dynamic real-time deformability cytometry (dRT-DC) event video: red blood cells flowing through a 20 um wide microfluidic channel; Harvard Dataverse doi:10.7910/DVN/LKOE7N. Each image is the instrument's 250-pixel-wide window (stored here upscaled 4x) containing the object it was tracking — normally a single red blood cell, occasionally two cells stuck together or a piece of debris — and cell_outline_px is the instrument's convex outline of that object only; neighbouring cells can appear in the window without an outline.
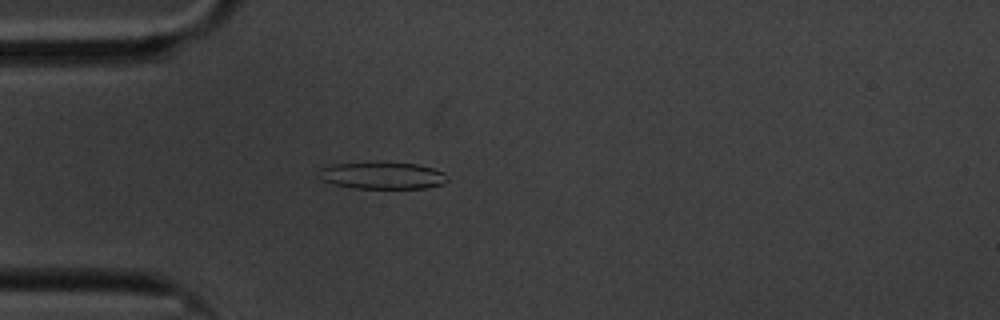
{"species": "common noctule bat (a hibernating species)", "species_latin": "Nyctalus noctula", "temperature_condition": "cold", "stored_images_in_passage": 58, "camera_frame_rate_fps": 3000, "um_per_image_px": 0.085, "animal": {"sex": "male", "body_mass_g": 20.1, "forearm_length_mm": 53.5}, "frame": {"image": 1, "passage_image": 15, "time_ms": 4.667, "image_size_px": [1000, 320], "cell_outline_px": [[448, 180], [444, 184], [424, 188], [356, 188], [332, 184], [320, 180], [320, 168], [332, 164], [416, 164], [432, 168], [444, 172], [448, 176]], "centroid_in_image_um": [32.53, 14.95], "position_along_channel_um": 52.5, "area_um2": 19.65}}
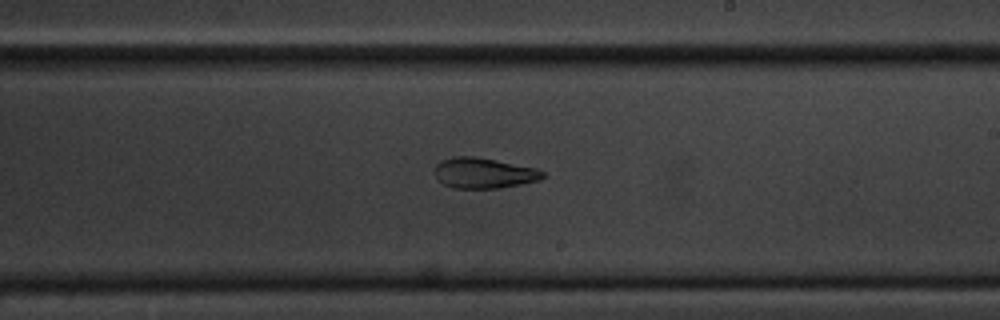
{"frame": {"image": 2, "passage_image": 33, "time_ms": 10.667, "image_size_px": [1000, 320], "cell_outline_px": [[544, 176], [540, 180], [500, 188], [452, 188], [444, 184], [436, 176], [436, 164], [440, 160], [452, 156], [476, 156], [536, 168], [544, 172]], "centroid_in_image_um": [41.12, 14.7], "position_along_channel_um": 247.9, "area_um2": 19.19}}
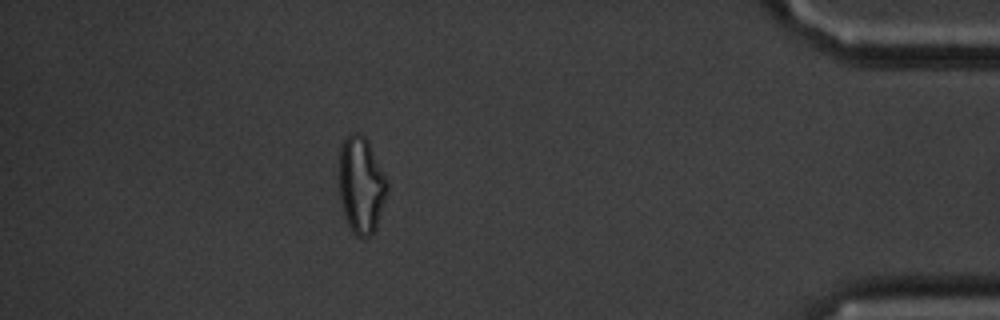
{"frame": {"image": 3, "passage_image": 51, "time_ms": 16.667, "image_size_px": [1000, 320], "cell_outline_px": [[388, 188], [376, 228], [372, 236], [356, 236], [352, 232], [344, 216], [340, 200], [340, 148], [348, 132], [356, 132], [364, 136], [368, 140], [388, 184]], "centroid_in_image_um": [30.69, 15.73], "position_along_channel_um": 404.5, "area_um2": 26.88}, "authors_computed_cell_mechanics": {"area_um2": 21.386, "velocity_mm_per_s": 3.3848, "shape_relaxation_time_tau1_ms": 10.0759, "shape_relaxation_time_tau2_ms": 6.3688, "deformation_change_tau1": 0.2506, "deformation_change_tau2": 0.1658}}